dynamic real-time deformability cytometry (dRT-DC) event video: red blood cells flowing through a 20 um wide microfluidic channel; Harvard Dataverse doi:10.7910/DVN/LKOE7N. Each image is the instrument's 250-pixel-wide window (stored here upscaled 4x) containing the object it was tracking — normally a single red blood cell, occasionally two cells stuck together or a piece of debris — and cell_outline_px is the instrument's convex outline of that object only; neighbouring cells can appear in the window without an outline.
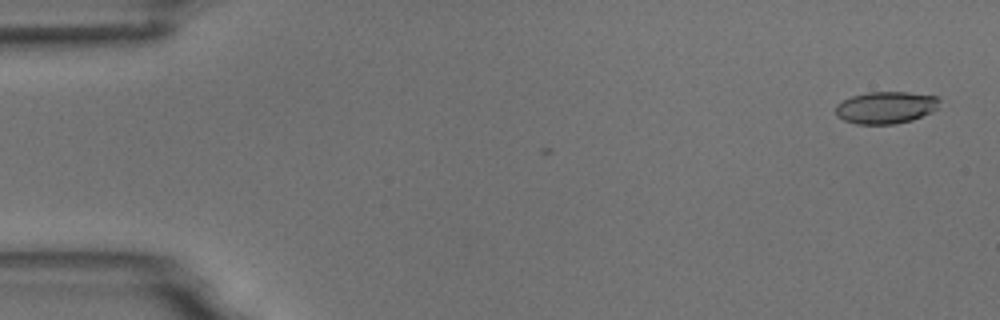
{"species": "common noctule bat (a hibernating species)", "species_latin": "Nyctalus noctula", "temperature_condition": "room temperature", "stored_images_in_passage": 5, "camera_frame_rate_fps": 3000, "um_per_image_px": 0.085, "animal": {"sex": "male", "body_mass_g": 18.8}, "frame": {"image": 1, "passage_image": 1, "time_ms": 0.0, "image_size_px": [1000, 320], "cell_outline_px": [[940, 100], [936, 108], [932, 112], [912, 120], [896, 124], [856, 124], [844, 120], [836, 116], [836, 104], [852, 96], [868, 92], [908, 92], [936, 96]], "centroid_in_image_um": [75.28, 9.14], "position_along_channel_um": 9.7, "area_um2": 19.42}}
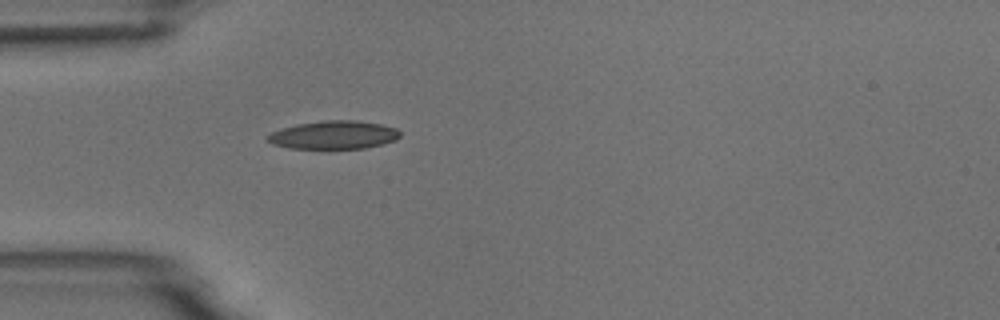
{"frame": {"image": 2, "passage_image": 5, "time_ms": 4.667, "image_size_px": [1000, 320], "cell_outline_px": [[400, 136], [396, 140], [364, 148], [288, 148], [272, 144], [268, 140], [268, 136], [272, 132], [280, 128], [296, 124], [324, 120], [356, 120], [380, 124], [396, 128], [400, 132]], "centroid_in_image_um": [28.36, 11.46], "position_along_channel_um": 56.6, "area_um2": 21.68}}